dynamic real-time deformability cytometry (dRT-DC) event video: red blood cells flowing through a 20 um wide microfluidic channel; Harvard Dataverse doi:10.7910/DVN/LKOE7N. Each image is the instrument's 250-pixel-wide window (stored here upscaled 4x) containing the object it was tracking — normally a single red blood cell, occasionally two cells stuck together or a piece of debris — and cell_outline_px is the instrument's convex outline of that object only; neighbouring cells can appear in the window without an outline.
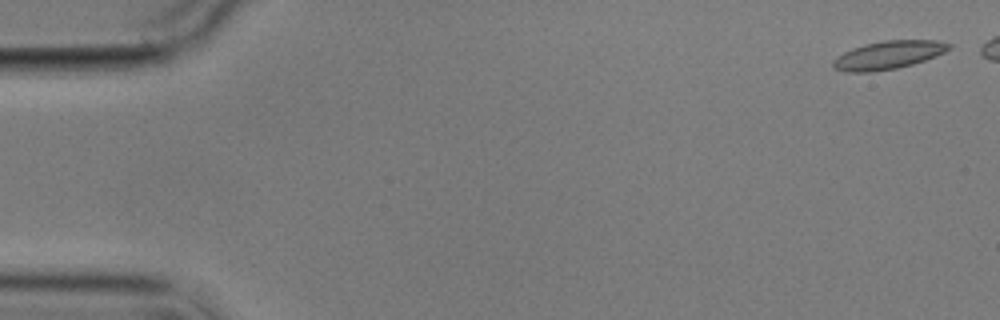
{"species": "common noctule bat (a hibernating species)", "species_latin": "Nyctalus noctula", "temperature_condition": "cold", "stored_images_in_passage": 5, "camera_frame_rate_fps": 3000, "um_per_image_px": 0.085, "animal": {"sex": "male", "body_mass_g": 17.9}, "frame": {"image": 1, "passage_image": 1, "time_ms": 0.0, "image_size_px": [1000, 320], "cell_outline_px": [[952, 48], [936, 56], [912, 64], [896, 68], [872, 72], [848, 72], [836, 68], [832, 64], [832, 60], [836, 56], [852, 48], [864, 44], [884, 40], [936, 40], [952, 44]], "centroid_in_image_um": [75.51, 4.67], "position_along_channel_um": 9.5, "area_um2": 19.02}}
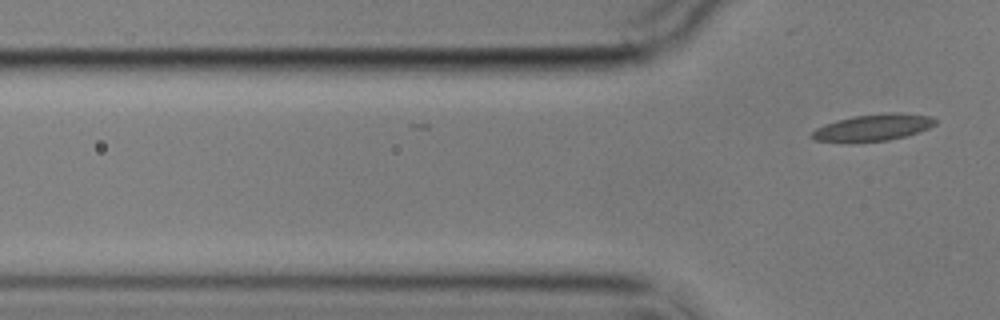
{"frame": {"image": 2, "passage_image": 5, "time_ms": 4.667, "image_size_px": [1000, 320], "cell_outline_px": [[936, 124], [928, 128], [904, 136], [888, 140], [812, 140], [812, 132], [816, 128], [824, 124], [836, 120], [852, 116], [888, 112], [896, 112], [932, 116], [936, 120]], "centroid_in_image_um": [74.25, 10.79], "position_along_channel_um": 51.5, "area_um2": 18.55}}